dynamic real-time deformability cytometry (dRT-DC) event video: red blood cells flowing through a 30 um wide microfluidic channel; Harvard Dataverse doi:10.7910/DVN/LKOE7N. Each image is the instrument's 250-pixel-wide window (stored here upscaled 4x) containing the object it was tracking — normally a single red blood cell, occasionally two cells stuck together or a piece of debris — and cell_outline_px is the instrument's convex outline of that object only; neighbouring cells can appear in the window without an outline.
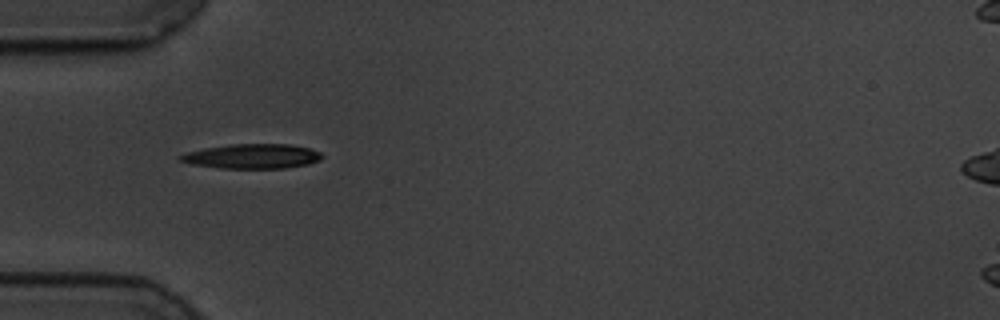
{"species": "common noctule bat (a hibernating species)", "species_latin": "Nyctalus noctula", "temperature_condition": "cold", "stored_images_in_passage": 25, "camera_frame_rate_fps": 3000, "um_per_image_px": 0.085, "animal": {"sex": "male", "body_mass_g": 19.5, "forearm_length_mm": 54.6}, "frame": {"image": 1, "passage_image": 1, "time_ms": 0.0, "image_size_px": [1000, 320], "cell_outline_px": [[324, 156], [320, 160], [308, 164], [284, 168], [220, 168], [192, 164], [180, 160], [176, 156], [188, 152], [204, 148], [232, 144], [288, 144], [312, 148], [320, 152]], "centroid_in_image_um": [21.47, 13.28], "position_along_channel_um": 63.5, "area_um2": 20.35}}
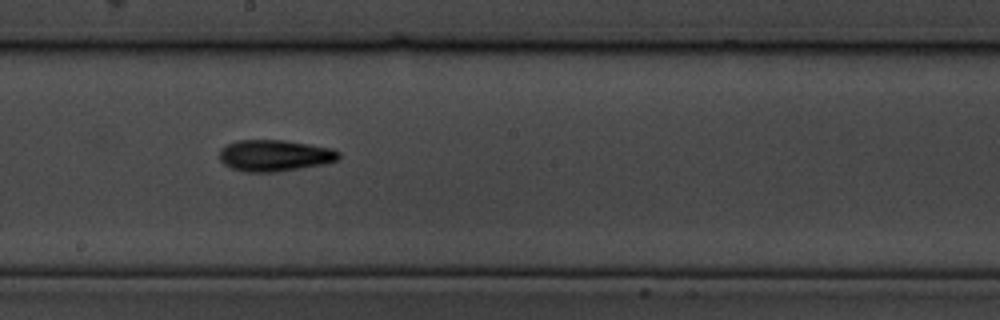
{"frame": {"image": 2, "passage_image": 15, "time_ms": 4.667, "image_size_px": [1000, 320], "cell_outline_px": [[340, 156], [336, 160], [324, 164], [276, 172], [244, 172], [232, 168], [224, 164], [220, 160], [220, 148], [236, 140], [284, 140], [332, 148], [340, 152]], "centroid_in_image_um": [23.33, 13.22], "position_along_channel_um": 224.9, "area_um2": 21.85}}
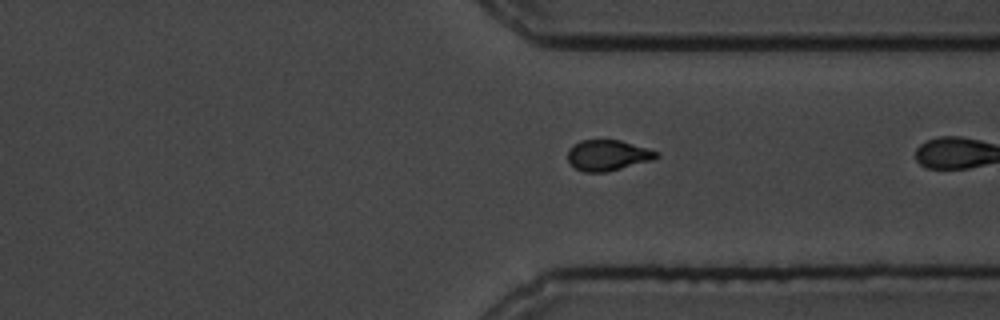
{"frame": {"image": 3, "passage_image": 24, "time_ms": 7.667, "image_size_px": [1000, 320], "cell_outline_px": [[660, 156], [652, 160], [604, 172], [584, 172], [576, 168], [568, 160], [568, 148], [572, 144], [580, 140], [620, 140], [648, 148], [656, 152]], "centroid_in_image_um": [51.63, 13.18], "position_along_channel_um": 359.8, "area_um2": 15.72}}